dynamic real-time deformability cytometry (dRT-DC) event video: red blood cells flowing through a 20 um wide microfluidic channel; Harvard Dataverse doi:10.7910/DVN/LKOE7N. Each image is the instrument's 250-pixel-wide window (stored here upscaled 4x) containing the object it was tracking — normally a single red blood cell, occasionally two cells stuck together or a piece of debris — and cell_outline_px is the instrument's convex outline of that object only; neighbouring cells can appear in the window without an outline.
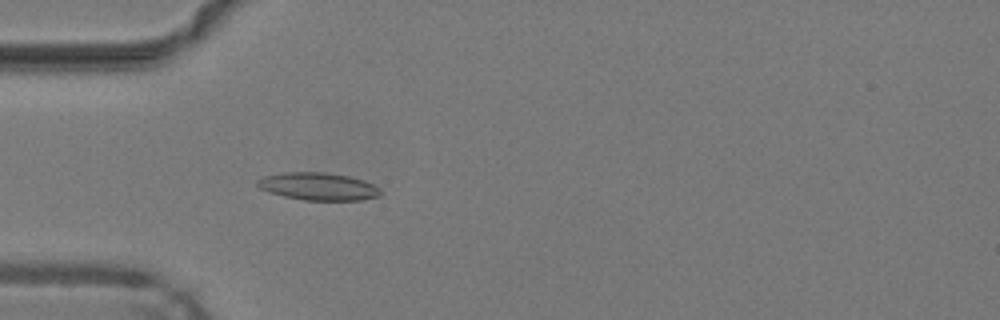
{"species": "common noctule bat (a hibernating species)", "species_latin": "Nyctalus noctula", "temperature_condition": "warm", "stored_images_in_passage": 46, "camera_frame_rate_fps": 3000, "um_per_image_px": 0.085, "animal": {"sex": "male", "body_mass_g": 19.2, "forearm_length_mm": 51.8}, "frame": {"image": 1, "passage_image": 13, "time_ms": 4.0, "image_size_px": [1000, 320], "cell_outline_px": [[380, 196], [360, 200], [304, 200], [284, 196], [268, 192], [260, 188], [256, 184], [256, 180], [264, 176], [284, 172], [324, 172], [348, 176], [364, 180], [380, 188]], "centroid_in_image_um": [27.03, 15.84], "position_along_channel_um": 58.0, "area_um2": 19.77}}
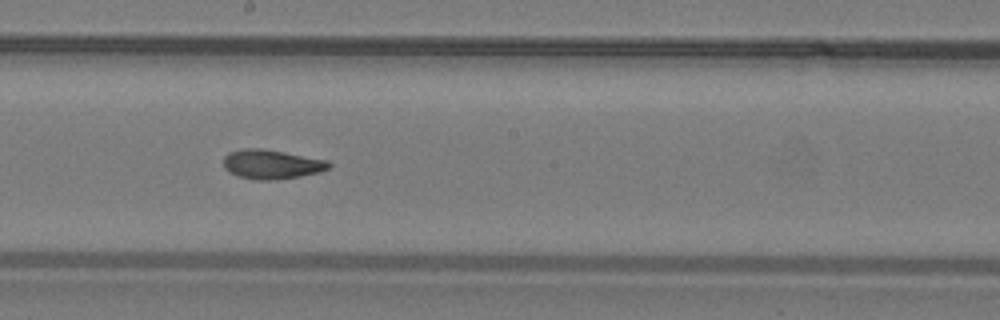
{"frame": {"image": 2, "passage_image": 25, "time_ms": 8.0, "image_size_px": [1000, 320], "cell_outline_px": [[332, 164], [328, 168], [320, 172], [300, 176], [272, 180], [260, 180], [240, 176], [224, 168], [224, 156], [228, 152], [244, 148], [260, 148], [284, 152], [328, 160]], "centroid_in_image_um": [23.1, 13.95], "position_along_channel_um": 225.1, "area_um2": 17.8}}
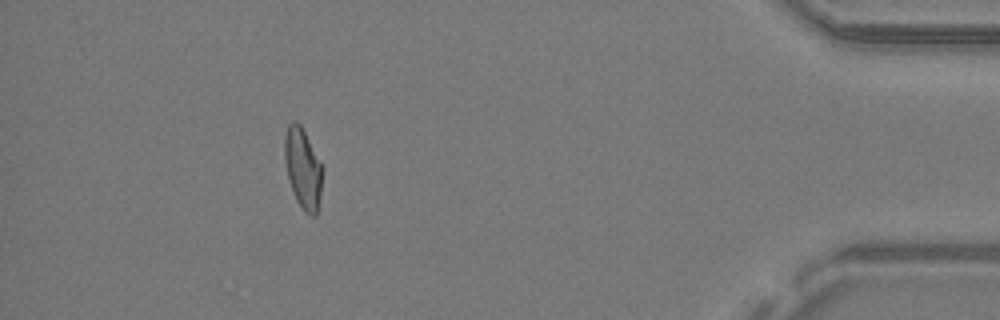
{"frame": {"image": 3, "passage_image": 42, "time_ms": 13.667, "image_size_px": [1000, 320], "cell_outline_px": [[324, 168], [320, 196], [316, 216], [312, 216], [304, 212], [296, 200], [288, 176], [284, 160], [284, 136], [288, 124], [292, 120], [296, 120], [300, 124]], "centroid_in_image_um": [25.75, 14.3], "position_along_channel_um": 409.5, "area_um2": 17.86}, "authors_computed_cell_mechanics": {"area_um2": 17.918, "velocity_mm_per_s": 4.271, "shape_relaxation_time_tau1_ms": null, "shape_relaxation_time_tau2_ms": 2.5163, "deformation_change_tau1": null, "deformation_change_tau2": 0.0942}}